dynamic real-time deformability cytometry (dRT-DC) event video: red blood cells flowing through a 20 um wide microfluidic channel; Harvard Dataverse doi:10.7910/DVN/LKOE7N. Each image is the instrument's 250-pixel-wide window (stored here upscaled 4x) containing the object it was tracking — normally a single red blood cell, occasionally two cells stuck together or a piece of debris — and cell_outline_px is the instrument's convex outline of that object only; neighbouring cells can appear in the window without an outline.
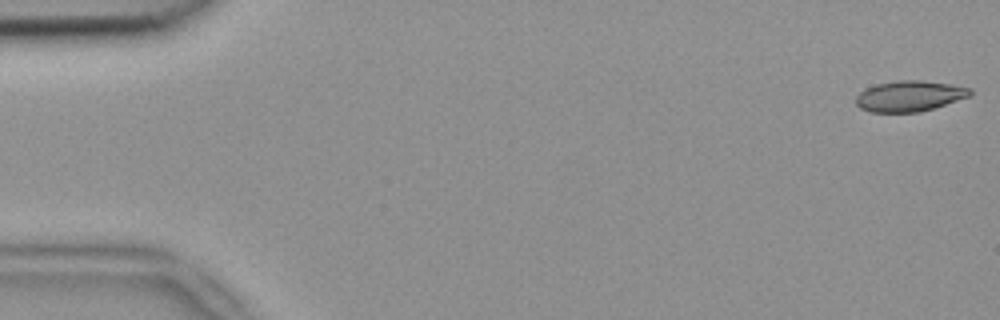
{"species": "common noctule bat (a hibernating species)", "species_latin": "Nyctalus noctula", "temperature_condition": "room temperature", "stored_images_in_passage": 5, "camera_frame_rate_fps": 3000, "um_per_image_px": 0.085, "animal": {"sex": "female", "body_mass_g": 18.4}, "frame": {"image": 1, "passage_image": 1, "time_ms": 0.0, "image_size_px": [1000, 320], "cell_outline_px": [[972, 92], [968, 96], [920, 112], [872, 112], [860, 108], [856, 104], [856, 96], [864, 88], [876, 84], [896, 80], [920, 80], [948, 84], [972, 88]], "centroid_in_image_um": [77.25, 8.16], "position_along_channel_um": 7.8, "area_um2": 20.23}}
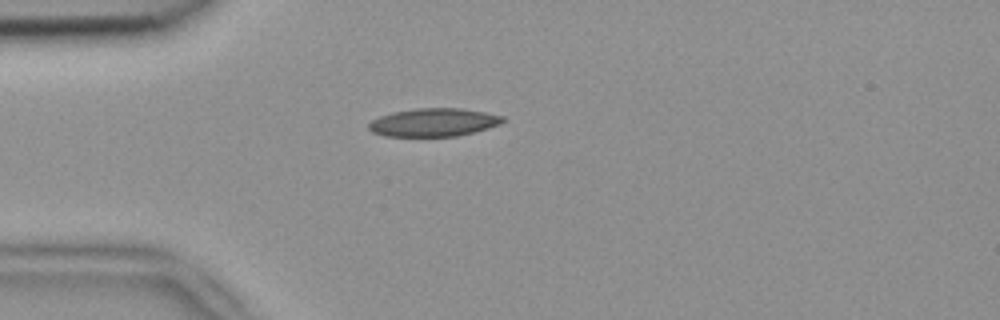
{"frame": {"image": 2, "passage_image": 4, "time_ms": 1.0, "image_size_px": [1000, 320], "cell_outline_px": [[504, 120], [500, 124], [488, 128], [456, 136], [384, 136], [372, 132], [368, 128], [368, 124], [372, 120], [380, 116], [392, 112], [416, 108], [460, 108], [484, 112], [504, 116]], "centroid_in_image_um": [36.83, 10.4], "position_along_channel_um": 48.2, "area_um2": 21.91}}